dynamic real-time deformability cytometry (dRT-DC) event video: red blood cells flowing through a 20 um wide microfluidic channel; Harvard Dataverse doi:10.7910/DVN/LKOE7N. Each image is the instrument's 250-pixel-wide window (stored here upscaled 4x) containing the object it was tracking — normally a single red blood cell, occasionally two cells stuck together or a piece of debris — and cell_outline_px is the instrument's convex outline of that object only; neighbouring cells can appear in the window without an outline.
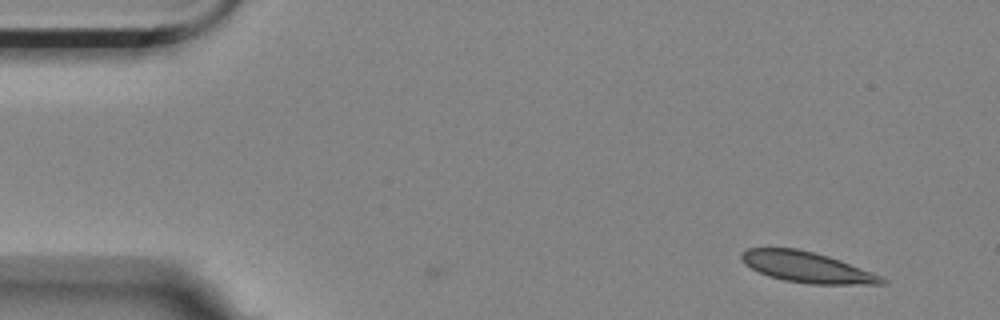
{"species": "Egyptian fruit bat (a non-hibernating species)", "species_latin": "Rousettus aegyptiacus", "temperature_condition": "room temperature", "stored_images_in_passage": 53, "camera_frame_rate_fps": 3000, "um_per_image_px": 0.085, "animal": {"sex": "female"}, "frame": {"image": 1, "passage_image": 1, "time_ms": 0.0, "image_size_px": [1000, 320], "cell_outline_px": [[868, 280], [796, 280], [776, 276], [764, 272], [756, 268], [752, 264], [760, 248], [784, 248], [804, 252], [820, 256], [844, 264], [852, 268]], "centroid_in_image_um": [68.21, 22.6], "position_along_channel_um": 16.8, "area_um2": 17.46}}
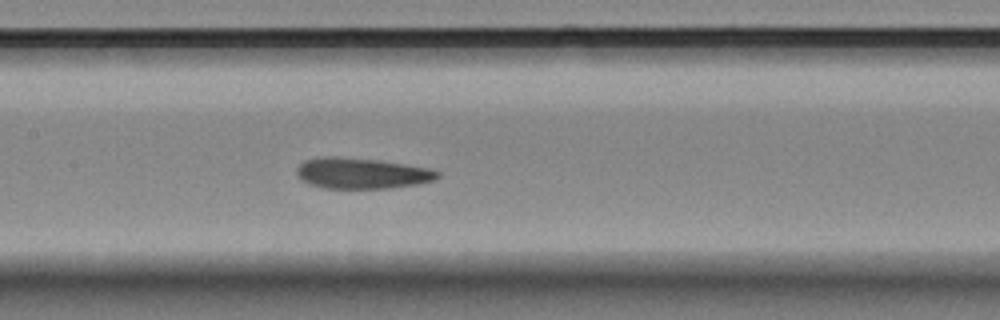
{"frame": {"image": 2, "passage_image": 23, "time_ms": 7.333, "image_size_px": [1000, 320], "cell_outline_px": [[432, 176], [416, 180], [376, 184], [336, 184], [308, 176], [304, 172], [304, 168], [308, 164], [380, 164], [408, 168], [428, 172]], "centroid_in_image_um": [30.86, 14.76], "position_along_channel_um": 176.5, "area_um2": 14.51}}
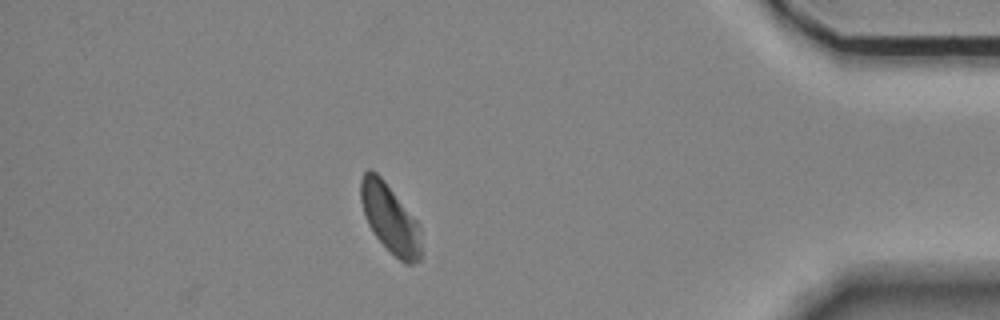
{"frame": {"image": 3, "passage_image": 46, "time_ms": 15.0, "image_size_px": [1000, 320], "cell_outline_px": [[404, 256], [400, 256], [376, 232], [368, 216], [364, 204], [364, 176], [368, 172], [372, 172], [384, 184], [392, 196], [396, 204], [404, 224]], "centroid_in_image_um": [32.63, 18.1], "position_along_channel_um": 402.6, "area_um2": 14.16}}